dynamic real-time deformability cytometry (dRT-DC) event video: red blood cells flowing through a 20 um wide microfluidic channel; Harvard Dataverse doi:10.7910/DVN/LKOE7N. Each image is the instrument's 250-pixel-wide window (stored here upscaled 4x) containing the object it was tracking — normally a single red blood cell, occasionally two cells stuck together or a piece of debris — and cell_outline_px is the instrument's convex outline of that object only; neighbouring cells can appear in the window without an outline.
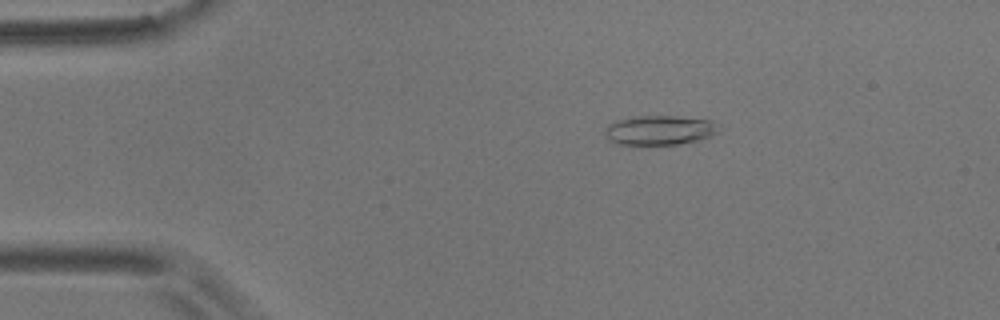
{"species": "common noctule bat (a hibernating species)", "species_latin": "Nyctalus noctula", "temperature_condition": "room temperature", "stored_images_in_passage": 7, "camera_frame_rate_fps": 3000, "um_per_image_px": 0.085, "animal": {"sex": "male", "body_mass_g": 17.9}, "frame": {"image": 1, "passage_image": 3, "time_ms": 0.667, "image_size_px": [1000, 320], "cell_outline_px": [[720, 132], [700, 140], [680, 144], [616, 144], [604, 136], [604, 132], [608, 124], [616, 120], [636, 116], [676, 116], [712, 120], [716, 124]], "centroid_in_image_um": [56.06, 11.06], "position_along_channel_um": 28.9, "area_um2": 19.65}}
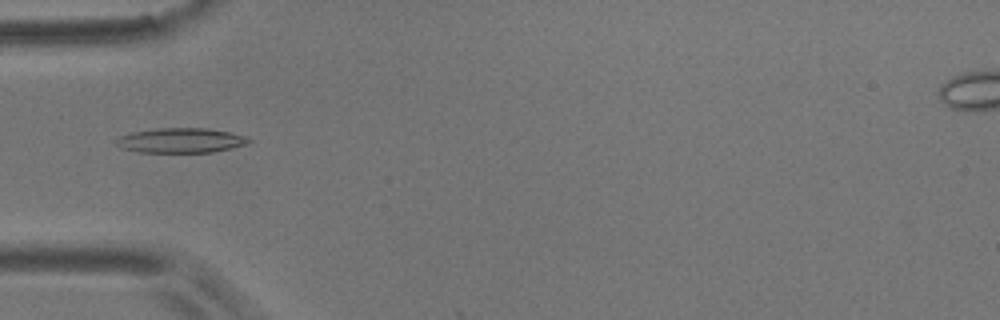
{"frame": {"image": 2, "passage_image": 5, "time_ms": 1.333, "image_size_px": [1000, 320], "cell_outline_px": [[252, 140], [248, 144], [212, 152], [140, 152], [124, 148], [116, 144], [116, 140], [120, 136], [132, 132], [156, 128], [204, 128], [228, 132], [244, 136]], "centroid_in_image_um": [15.37, 11.93], "position_along_channel_um": 69.6, "area_um2": 18.9}}
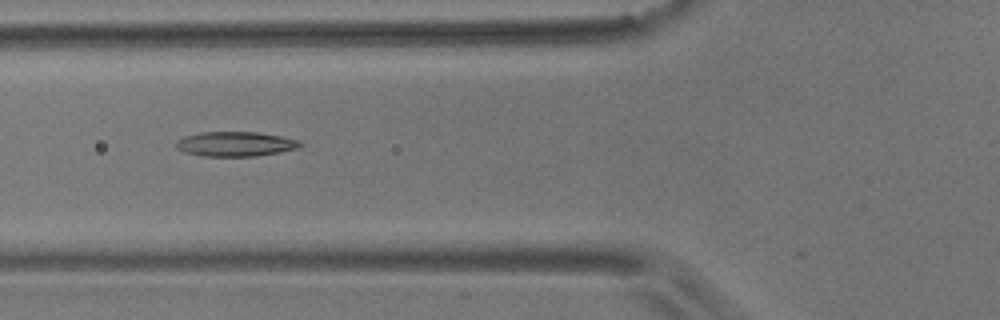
{"frame": {"image": 3, "passage_image": 6, "time_ms": 1.667, "image_size_px": [1000, 320], "cell_outline_px": [[304, 144], [296, 148], [280, 152], [256, 156], [200, 156], [184, 152], [176, 148], [176, 140], [184, 136], [200, 132], [256, 132], [280, 136], [296, 140]], "centroid_in_image_um": [19.95, 12.24], "position_along_channel_um": 105.9, "area_um2": 17.8}}